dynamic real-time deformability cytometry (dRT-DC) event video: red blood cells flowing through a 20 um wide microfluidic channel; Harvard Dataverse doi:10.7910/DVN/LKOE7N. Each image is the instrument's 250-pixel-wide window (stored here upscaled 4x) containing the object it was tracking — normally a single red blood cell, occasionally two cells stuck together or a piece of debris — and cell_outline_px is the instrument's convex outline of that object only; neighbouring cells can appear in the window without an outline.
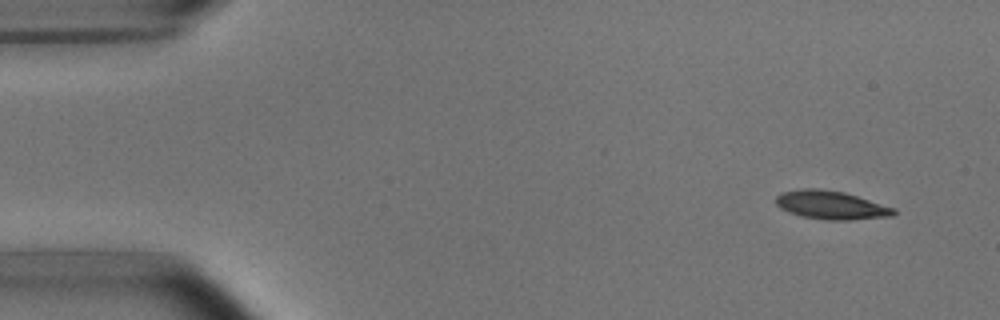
{"species": "common noctule bat (a hibernating species)", "species_latin": "Nyctalus noctula", "temperature_condition": "room temperature", "stored_images_in_passage": 4, "camera_frame_rate_fps": 3000, "um_per_image_px": 0.085, "animal": {"sex": "male", "body_mass_g": 15.6}, "frame": {"image": 1, "passage_image": 1, "time_ms": 0.0, "image_size_px": [1000, 320], "cell_outline_px": [[896, 212], [892, 216], [852, 220], [828, 220], [804, 216], [788, 212], [780, 208], [776, 204], [776, 196], [780, 192], [800, 188], [820, 188], [844, 192], [896, 208]], "centroid_in_image_um": [70.63, 17.42], "position_along_channel_um": 14.4, "area_um2": 19.65}}
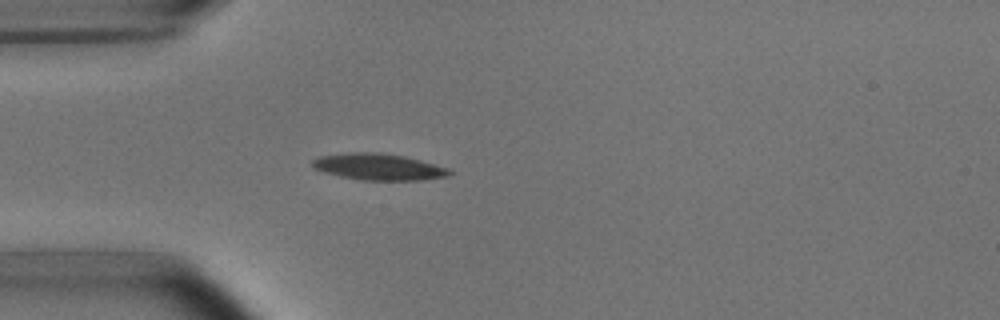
{"frame": {"image": 2, "passage_image": 4, "time_ms": 3.667, "image_size_px": [1000, 320], "cell_outline_px": [[452, 172], [448, 176], [420, 180], [360, 180], [340, 176], [324, 172], [312, 168], [312, 160], [320, 156], [352, 152], [380, 152], [404, 156], [420, 160], [448, 168]], "centroid_in_image_um": [32.15, 14.18], "position_along_channel_um": 52.8, "area_um2": 21.1}}